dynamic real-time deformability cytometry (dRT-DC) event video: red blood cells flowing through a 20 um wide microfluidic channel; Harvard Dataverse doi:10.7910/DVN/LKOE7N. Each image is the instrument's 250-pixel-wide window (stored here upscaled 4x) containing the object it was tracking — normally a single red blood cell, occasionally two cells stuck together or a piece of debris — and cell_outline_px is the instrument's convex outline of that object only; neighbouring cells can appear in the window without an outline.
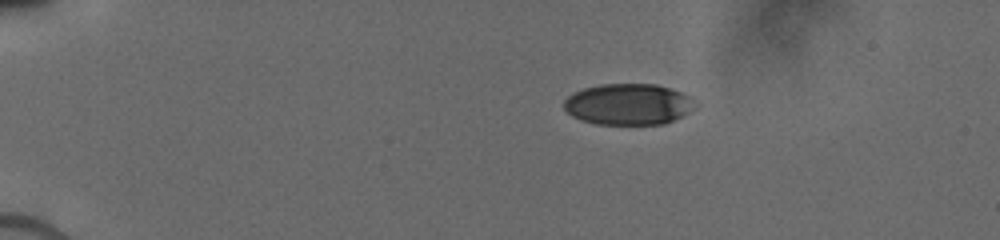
{"species": "human", "species_latin": "Homo sapiens", "temperature_condition": "cold", "stored_images_in_passage": 21, "camera_frame_rate_fps": 3000, "um_per_image_px": 0.085, "donor": {"sex": "male"}, "frame": {"image": 1, "passage_image": 1, "time_ms": 0.0, "image_size_px": [1000, 240], "cell_outline_px": [[700, 104], [696, 108], [664, 124], [596, 124], [580, 120], [572, 116], [564, 108], [564, 100], [572, 92], [584, 88], [600, 84], [656, 84], [672, 88], [688, 96]], "centroid_in_image_um": [53.41, 8.85], "position_along_channel_um": 31.6, "area_um2": 31.67}}
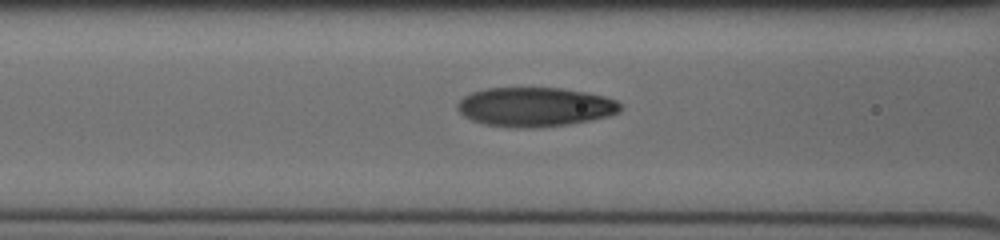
{"frame": {"image": 2, "passage_image": 16, "time_ms": 4.333, "image_size_px": [1000, 240], "cell_outline_px": [[620, 112], [608, 116], [568, 124], [532, 128], [516, 128], [484, 124], [472, 120], [464, 116], [456, 108], [456, 104], [464, 96], [472, 92], [488, 88], [560, 88], [584, 92], [604, 96], [616, 100], [620, 104]], "centroid_in_image_um": [45.44, 9.09], "position_along_channel_um": 121.2, "area_um2": 37.11}}
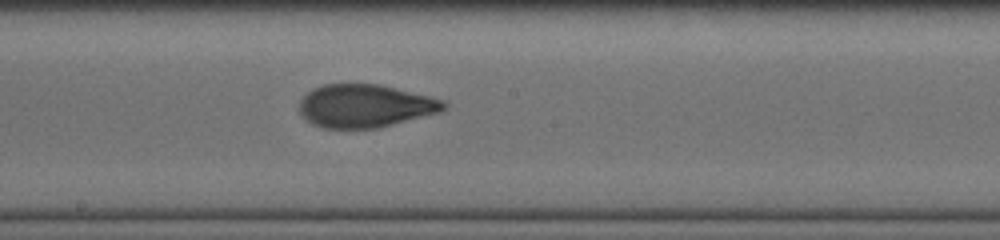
{"frame": {"image": 3, "passage_image": 21, "time_ms": 6.667, "image_size_px": [1000, 240], "cell_outline_px": [[448, 108], [440, 112], [376, 128], [324, 128], [312, 124], [300, 112], [300, 100], [312, 88], [324, 84], [380, 84], [432, 96], [444, 100], [448, 104]], "centroid_in_image_um": [31.07, 8.99], "position_along_channel_um": 217.1, "area_um2": 36.24}}